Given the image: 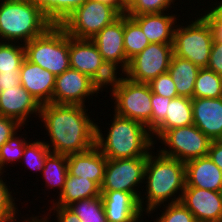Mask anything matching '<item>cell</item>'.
Wrapping results in <instances>:
<instances>
[{"label": "cell", "instance_id": "1", "mask_svg": "<svg viewBox=\"0 0 222 222\" xmlns=\"http://www.w3.org/2000/svg\"><path fill=\"white\" fill-rule=\"evenodd\" d=\"M86 108L54 103L41 105L38 120L43 122L42 126L47 131L45 135L50 140L43 141L52 153H83L95 146L96 123Z\"/></svg>", "mask_w": 222, "mask_h": 222}, {"label": "cell", "instance_id": "21", "mask_svg": "<svg viewBox=\"0 0 222 222\" xmlns=\"http://www.w3.org/2000/svg\"><path fill=\"white\" fill-rule=\"evenodd\" d=\"M186 186L210 191H222V170L210 159L203 156L185 163Z\"/></svg>", "mask_w": 222, "mask_h": 222}, {"label": "cell", "instance_id": "11", "mask_svg": "<svg viewBox=\"0 0 222 222\" xmlns=\"http://www.w3.org/2000/svg\"><path fill=\"white\" fill-rule=\"evenodd\" d=\"M70 67L88 75L102 89H107L116 74L104 62L98 47L90 39L69 36Z\"/></svg>", "mask_w": 222, "mask_h": 222}, {"label": "cell", "instance_id": "8", "mask_svg": "<svg viewBox=\"0 0 222 222\" xmlns=\"http://www.w3.org/2000/svg\"><path fill=\"white\" fill-rule=\"evenodd\" d=\"M121 14L110 5L87 0L71 13L61 24L70 37L92 39L105 26L118 19Z\"/></svg>", "mask_w": 222, "mask_h": 222}, {"label": "cell", "instance_id": "27", "mask_svg": "<svg viewBox=\"0 0 222 222\" xmlns=\"http://www.w3.org/2000/svg\"><path fill=\"white\" fill-rule=\"evenodd\" d=\"M149 44L140 25L132 17L124 14V49L128 61Z\"/></svg>", "mask_w": 222, "mask_h": 222}, {"label": "cell", "instance_id": "28", "mask_svg": "<svg viewBox=\"0 0 222 222\" xmlns=\"http://www.w3.org/2000/svg\"><path fill=\"white\" fill-rule=\"evenodd\" d=\"M222 76L208 68H200L194 84L193 98H221Z\"/></svg>", "mask_w": 222, "mask_h": 222}, {"label": "cell", "instance_id": "23", "mask_svg": "<svg viewBox=\"0 0 222 222\" xmlns=\"http://www.w3.org/2000/svg\"><path fill=\"white\" fill-rule=\"evenodd\" d=\"M166 112L165 119L151 132L155 144L167 130L193 124L191 98L179 96L171 99Z\"/></svg>", "mask_w": 222, "mask_h": 222}, {"label": "cell", "instance_id": "17", "mask_svg": "<svg viewBox=\"0 0 222 222\" xmlns=\"http://www.w3.org/2000/svg\"><path fill=\"white\" fill-rule=\"evenodd\" d=\"M101 197L107 222H144L139 199L133 193L101 191Z\"/></svg>", "mask_w": 222, "mask_h": 222}, {"label": "cell", "instance_id": "33", "mask_svg": "<svg viewBox=\"0 0 222 222\" xmlns=\"http://www.w3.org/2000/svg\"><path fill=\"white\" fill-rule=\"evenodd\" d=\"M3 174L0 172V218L4 222H20L18 217L20 216L18 215L20 210L16 205L17 203H15L16 197L12 196L11 188L3 179L5 177Z\"/></svg>", "mask_w": 222, "mask_h": 222}, {"label": "cell", "instance_id": "15", "mask_svg": "<svg viewBox=\"0 0 222 222\" xmlns=\"http://www.w3.org/2000/svg\"><path fill=\"white\" fill-rule=\"evenodd\" d=\"M180 202L195 216L197 222L222 220L221 192L185 187Z\"/></svg>", "mask_w": 222, "mask_h": 222}, {"label": "cell", "instance_id": "36", "mask_svg": "<svg viewBox=\"0 0 222 222\" xmlns=\"http://www.w3.org/2000/svg\"><path fill=\"white\" fill-rule=\"evenodd\" d=\"M148 84L152 93L172 99L179 97L174 81L168 72L160 74L158 77L152 79Z\"/></svg>", "mask_w": 222, "mask_h": 222}, {"label": "cell", "instance_id": "44", "mask_svg": "<svg viewBox=\"0 0 222 222\" xmlns=\"http://www.w3.org/2000/svg\"><path fill=\"white\" fill-rule=\"evenodd\" d=\"M208 156L222 170V140L211 142Z\"/></svg>", "mask_w": 222, "mask_h": 222}, {"label": "cell", "instance_id": "16", "mask_svg": "<svg viewBox=\"0 0 222 222\" xmlns=\"http://www.w3.org/2000/svg\"><path fill=\"white\" fill-rule=\"evenodd\" d=\"M41 104L22 85L0 91V115L13 118L23 127L31 117H39Z\"/></svg>", "mask_w": 222, "mask_h": 222}, {"label": "cell", "instance_id": "26", "mask_svg": "<svg viewBox=\"0 0 222 222\" xmlns=\"http://www.w3.org/2000/svg\"><path fill=\"white\" fill-rule=\"evenodd\" d=\"M45 180V187L56 189L58 195L62 192L68 175L67 155L50 153L45 160L44 169L41 173Z\"/></svg>", "mask_w": 222, "mask_h": 222}, {"label": "cell", "instance_id": "39", "mask_svg": "<svg viewBox=\"0 0 222 222\" xmlns=\"http://www.w3.org/2000/svg\"><path fill=\"white\" fill-rule=\"evenodd\" d=\"M23 126L15 119L0 115V147Z\"/></svg>", "mask_w": 222, "mask_h": 222}, {"label": "cell", "instance_id": "47", "mask_svg": "<svg viewBox=\"0 0 222 222\" xmlns=\"http://www.w3.org/2000/svg\"><path fill=\"white\" fill-rule=\"evenodd\" d=\"M114 7L121 15L126 13V7L119 0H95Z\"/></svg>", "mask_w": 222, "mask_h": 222}, {"label": "cell", "instance_id": "35", "mask_svg": "<svg viewBox=\"0 0 222 222\" xmlns=\"http://www.w3.org/2000/svg\"><path fill=\"white\" fill-rule=\"evenodd\" d=\"M164 206V207H163ZM154 222H197L195 216L179 201L165 204Z\"/></svg>", "mask_w": 222, "mask_h": 222}, {"label": "cell", "instance_id": "13", "mask_svg": "<svg viewBox=\"0 0 222 222\" xmlns=\"http://www.w3.org/2000/svg\"><path fill=\"white\" fill-rule=\"evenodd\" d=\"M99 91L104 90L88 75L70 67L56 76L52 103L86 106L87 100H93L95 93L96 98Z\"/></svg>", "mask_w": 222, "mask_h": 222}, {"label": "cell", "instance_id": "19", "mask_svg": "<svg viewBox=\"0 0 222 222\" xmlns=\"http://www.w3.org/2000/svg\"><path fill=\"white\" fill-rule=\"evenodd\" d=\"M56 76L26 58L20 68V84L42 105L52 103Z\"/></svg>", "mask_w": 222, "mask_h": 222}, {"label": "cell", "instance_id": "10", "mask_svg": "<svg viewBox=\"0 0 222 222\" xmlns=\"http://www.w3.org/2000/svg\"><path fill=\"white\" fill-rule=\"evenodd\" d=\"M147 157L148 155L136 158L107 159L101 191L129 192L139 199L145 188L141 184L144 183ZM140 186L143 189H140Z\"/></svg>", "mask_w": 222, "mask_h": 222}, {"label": "cell", "instance_id": "49", "mask_svg": "<svg viewBox=\"0 0 222 222\" xmlns=\"http://www.w3.org/2000/svg\"><path fill=\"white\" fill-rule=\"evenodd\" d=\"M126 8H128L134 0H119Z\"/></svg>", "mask_w": 222, "mask_h": 222}, {"label": "cell", "instance_id": "48", "mask_svg": "<svg viewBox=\"0 0 222 222\" xmlns=\"http://www.w3.org/2000/svg\"><path fill=\"white\" fill-rule=\"evenodd\" d=\"M40 218V219H39ZM22 222H49V219L46 217V215L45 214H43L42 215V218H41V216H39V214L37 215V216H35V215H30V217H26L25 219H24V221L23 220H21ZM52 222H53V219L51 220ZM50 221V222H51Z\"/></svg>", "mask_w": 222, "mask_h": 222}, {"label": "cell", "instance_id": "29", "mask_svg": "<svg viewBox=\"0 0 222 222\" xmlns=\"http://www.w3.org/2000/svg\"><path fill=\"white\" fill-rule=\"evenodd\" d=\"M67 208L79 217L80 222H107L101 195L73 202Z\"/></svg>", "mask_w": 222, "mask_h": 222}, {"label": "cell", "instance_id": "2", "mask_svg": "<svg viewBox=\"0 0 222 222\" xmlns=\"http://www.w3.org/2000/svg\"><path fill=\"white\" fill-rule=\"evenodd\" d=\"M155 153L151 151L147 157L143 184L146 188L139 197L140 207L148 217L164 203L179 202L186 186L185 163L158 150Z\"/></svg>", "mask_w": 222, "mask_h": 222}, {"label": "cell", "instance_id": "5", "mask_svg": "<svg viewBox=\"0 0 222 222\" xmlns=\"http://www.w3.org/2000/svg\"><path fill=\"white\" fill-rule=\"evenodd\" d=\"M25 58L55 76L70 68L69 35L61 25L50 26L42 35L24 44Z\"/></svg>", "mask_w": 222, "mask_h": 222}, {"label": "cell", "instance_id": "25", "mask_svg": "<svg viewBox=\"0 0 222 222\" xmlns=\"http://www.w3.org/2000/svg\"><path fill=\"white\" fill-rule=\"evenodd\" d=\"M199 69L188 59L172 55L168 73L174 81L178 96L193 98L194 84Z\"/></svg>", "mask_w": 222, "mask_h": 222}, {"label": "cell", "instance_id": "14", "mask_svg": "<svg viewBox=\"0 0 222 222\" xmlns=\"http://www.w3.org/2000/svg\"><path fill=\"white\" fill-rule=\"evenodd\" d=\"M90 40L98 47L104 62L115 74H123L127 70L129 61L124 49V14Z\"/></svg>", "mask_w": 222, "mask_h": 222}, {"label": "cell", "instance_id": "32", "mask_svg": "<svg viewBox=\"0 0 222 222\" xmlns=\"http://www.w3.org/2000/svg\"><path fill=\"white\" fill-rule=\"evenodd\" d=\"M51 153L50 149L46 146L43 140L36 139L29 141L24 148L21 160L24 161L30 171L35 170L42 173L46 157Z\"/></svg>", "mask_w": 222, "mask_h": 222}, {"label": "cell", "instance_id": "42", "mask_svg": "<svg viewBox=\"0 0 222 222\" xmlns=\"http://www.w3.org/2000/svg\"><path fill=\"white\" fill-rule=\"evenodd\" d=\"M87 0H59V25Z\"/></svg>", "mask_w": 222, "mask_h": 222}, {"label": "cell", "instance_id": "40", "mask_svg": "<svg viewBox=\"0 0 222 222\" xmlns=\"http://www.w3.org/2000/svg\"><path fill=\"white\" fill-rule=\"evenodd\" d=\"M207 68L222 76V42L213 41Z\"/></svg>", "mask_w": 222, "mask_h": 222}, {"label": "cell", "instance_id": "38", "mask_svg": "<svg viewBox=\"0 0 222 222\" xmlns=\"http://www.w3.org/2000/svg\"><path fill=\"white\" fill-rule=\"evenodd\" d=\"M54 25H59V0H28Z\"/></svg>", "mask_w": 222, "mask_h": 222}, {"label": "cell", "instance_id": "37", "mask_svg": "<svg viewBox=\"0 0 222 222\" xmlns=\"http://www.w3.org/2000/svg\"><path fill=\"white\" fill-rule=\"evenodd\" d=\"M171 99L152 93L151 132L165 119Z\"/></svg>", "mask_w": 222, "mask_h": 222}, {"label": "cell", "instance_id": "12", "mask_svg": "<svg viewBox=\"0 0 222 222\" xmlns=\"http://www.w3.org/2000/svg\"><path fill=\"white\" fill-rule=\"evenodd\" d=\"M172 55L173 44L150 43L129 61L123 75L134 82L149 83L168 72Z\"/></svg>", "mask_w": 222, "mask_h": 222}, {"label": "cell", "instance_id": "18", "mask_svg": "<svg viewBox=\"0 0 222 222\" xmlns=\"http://www.w3.org/2000/svg\"><path fill=\"white\" fill-rule=\"evenodd\" d=\"M193 124L211 141L222 140V97L192 98Z\"/></svg>", "mask_w": 222, "mask_h": 222}, {"label": "cell", "instance_id": "34", "mask_svg": "<svg viewBox=\"0 0 222 222\" xmlns=\"http://www.w3.org/2000/svg\"><path fill=\"white\" fill-rule=\"evenodd\" d=\"M175 1L176 0H134L126 9L125 14L128 16H134L140 14L168 12V10L170 11L171 8L175 7L173 6Z\"/></svg>", "mask_w": 222, "mask_h": 222}, {"label": "cell", "instance_id": "30", "mask_svg": "<svg viewBox=\"0 0 222 222\" xmlns=\"http://www.w3.org/2000/svg\"><path fill=\"white\" fill-rule=\"evenodd\" d=\"M21 133L19 130L15 132L8 140L0 147V172L6 173L5 167L10 166L8 164L12 163H21V158L23 155V151L25 145L28 143L26 140L27 137H23L24 134ZM19 135V136H18ZM21 135V136H20Z\"/></svg>", "mask_w": 222, "mask_h": 222}, {"label": "cell", "instance_id": "43", "mask_svg": "<svg viewBox=\"0 0 222 222\" xmlns=\"http://www.w3.org/2000/svg\"><path fill=\"white\" fill-rule=\"evenodd\" d=\"M20 84V71L0 73V91L4 88H14Z\"/></svg>", "mask_w": 222, "mask_h": 222}, {"label": "cell", "instance_id": "4", "mask_svg": "<svg viewBox=\"0 0 222 222\" xmlns=\"http://www.w3.org/2000/svg\"><path fill=\"white\" fill-rule=\"evenodd\" d=\"M0 42L26 44L53 24L28 0L0 1Z\"/></svg>", "mask_w": 222, "mask_h": 222}, {"label": "cell", "instance_id": "6", "mask_svg": "<svg viewBox=\"0 0 222 222\" xmlns=\"http://www.w3.org/2000/svg\"><path fill=\"white\" fill-rule=\"evenodd\" d=\"M121 75V76H120ZM116 74L115 79L105 90L112 96L114 102L113 113L139 121L151 131V98L152 91L148 83L131 81L123 74Z\"/></svg>", "mask_w": 222, "mask_h": 222}, {"label": "cell", "instance_id": "31", "mask_svg": "<svg viewBox=\"0 0 222 222\" xmlns=\"http://www.w3.org/2000/svg\"><path fill=\"white\" fill-rule=\"evenodd\" d=\"M24 60L25 49L23 44L0 42V73L20 71Z\"/></svg>", "mask_w": 222, "mask_h": 222}, {"label": "cell", "instance_id": "20", "mask_svg": "<svg viewBox=\"0 0 222 222\" xmlns=\"http://www.w3.org/2000/svg\"><path fill=\"white\" fill-rule=\"evenodd\" d=\"M170 13L168 11V13L140 14L130 17L140 25L150 43L173 44L174 30L181 16L175 15L173 11Z\"/></svg>", "mask_w": 222, "mask_h": 222}, {"label": "cell", "instance_id": "41", "mask_svg": "<svg viewBox=\"0 0 222 222\" xmlns=\"http://www.w3.org/2000/svg\"><path fill=\"white\" fill-rule=\"evenodd\" d=\"M49 207L50 208L48 211H50V213L49 212L45 213L47 214L46 217L48 219L52 218L51 216L54 215L55 216L54 221L56 219L57 222H80L79 217L67 207H63V206H49ZM52 211H53V215H51Z\"/></svg>", "mask_w": 222, "mask_h": 222}, {"label": "cell", "instance_id": "46", "mask_svg": "<svg viewBox=\"0 0 222 222\" xmlns=\"http://www.w3.org/2000/svg\"><path fill=\"white\" fill-rule=\"evenodd\" d=\"M215 2H211V6L207 9V11L218 21L222 23V0L220 2L214 0ZM213 3V4H212ZM214 5V6H213ZM212 7V8H211Z\"/></svg>", "mask_w": 222, "mask_h": 222}, {"label": "cell", "instance_id": "22", "mask_svg": "<svg viewBox=\"0 0 222 222\" xmlns=\"http://www.w3.org/2000/svg\"><path fill=\"white\" fill-rule=\"evenodd\" d=\"M107 158L94 146L83 153L67 155L68 173L76 177L88 178L100 187L104 180Z\"/></svg>", "mask_w": 222, "mask_h": 222}, {"label": "cell", "instance_id": "24", "mask_svg": "<svg viewBox=\"0 0 222 222\" xmlns=\"http://www.w3.org/2000/svg\"><path fill=\"white\" fill-rule=\"evenodd\" d=\"M101 195V187L94 181L70 175L68 173L64 188L57 199L50 201L52 206L67 207L81 199L94 198Z\"/></svg>", "mask_w": 222, "mask_h": 222}, {"label": "cell", "instance_id": "9", "mask_svg": "<svg viewBox=\"0 0 222 222\" xmlns=\"http://www.w3.org/2000/svg\"><path fill=\"white\" fill-rule=\"evenodd\" d=\"M158 141L164 145L157 149L162 155L184 163L207 156L212 142L194 124L167 130Z\"/></svg>", "mask_w": 222, "mask_h": 222}, {"label": "cell", "instance_id": "3", "mask_svg": "<svg viewBox=\"0 0 222 222\" xmlns=\"http://www.w3.org/2000/svg\"><path fill=\"white\" fill-rule=\"evenodd\" d=\"M111 118L106 134L96 123L95 146L107 159L136 158L155 150L151 131L146 125L115 113Z\"/></svg>", "mask_w": 222, "mask_h": 222}, {"label": "cell", "instance_id": "45", "mask_svg": "<svg viewBox=\"0 0 222 222\" xmlns=\"http://www.w3.org/2000/svg\"><path fill=\"white\" fill-rule=\"evenodd\" d=\"M201 14L210 24L213 32V41L222 42V23L218 22L207 10H204V13Z\"/></svg>", "mask_w": 222, "mask_h": 222}, {"label": "cell", "instance_id": "7", "mask_svg": "<svg viewBox=\"0 0 222 222\" xmlns=\"http://www.w3.org/2000/svg\"><path fill=\"white\" fill-rule=\"evenodd\" d=\"M201 15V16H200ZM199 17L177 24L173 37V54L188 59L199 68H207L213 45V32L208 21ZM188 23V24H187ZM184 25V26H183Z\"/></svg>", "mask_w": 222, "mask_h": 222}]
</instances>
